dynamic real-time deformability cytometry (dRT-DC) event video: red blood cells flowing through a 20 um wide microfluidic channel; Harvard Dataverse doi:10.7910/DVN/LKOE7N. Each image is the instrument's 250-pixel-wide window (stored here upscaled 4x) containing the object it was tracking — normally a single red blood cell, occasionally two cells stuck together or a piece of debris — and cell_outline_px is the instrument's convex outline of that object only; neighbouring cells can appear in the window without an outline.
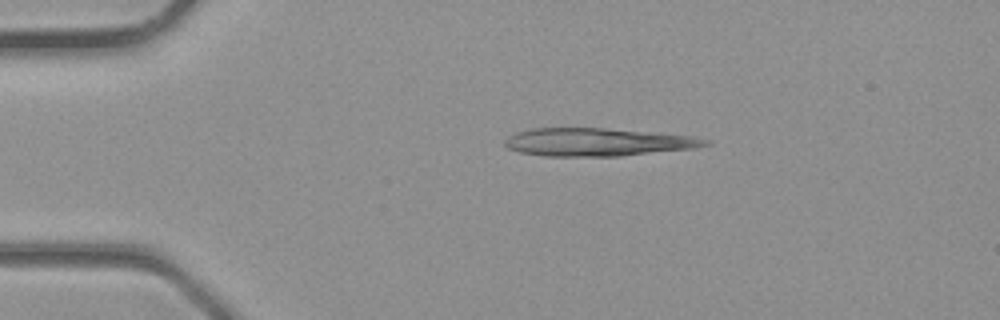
{"species": "common noctule bat (a hibernating species)", "species_latin": "Nyctalus noctula", "temperature_condition": "room temperature", "stored_images_in_passage": 2, "camera_frame_rate_fps": 3000, "um_per_image_px": 0.085, "animal": {"sex": "male", "body_mass_g": 23.1, "forearm_length_mm": 52.7}, "frame": {"image": 1, "passage_image": 1, "time_ms": 0.0, "image_size_px": [1000, 320], "cell_outline_px": [[712, 144], [696, 148], [620, 156], [544, 156], [520, 152], [508, 148], [504, 144], [504, 140], [508, 136], [516, 132], [532, 128], [604, 128], [692, 136], [712, 140]], "centroid_in_image_um": [50.81, 12.08], "position_along_channel_um": 34.2, "area_um2": 32.71}}